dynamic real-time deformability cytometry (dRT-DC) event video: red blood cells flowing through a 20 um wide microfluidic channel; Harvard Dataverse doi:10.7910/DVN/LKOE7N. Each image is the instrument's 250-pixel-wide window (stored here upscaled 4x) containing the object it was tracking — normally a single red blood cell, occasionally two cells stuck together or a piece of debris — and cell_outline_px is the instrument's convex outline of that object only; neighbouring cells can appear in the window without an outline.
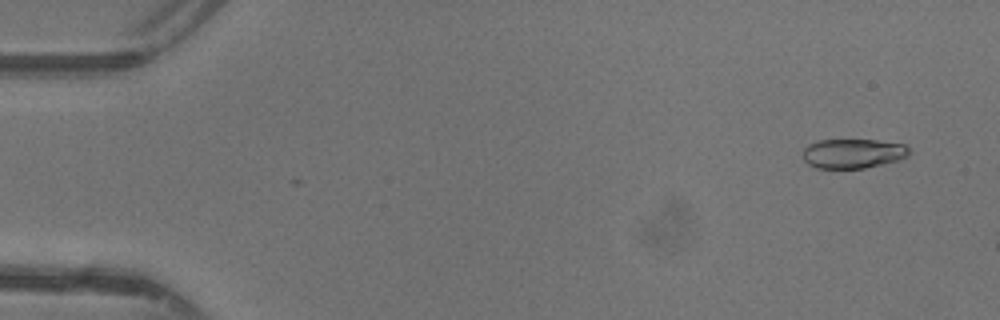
{"species": "common noctule bat (a hibernating species)", "species_latin": "Nyctalus noctula", "temperature_condition": "warm", "stored_images_in_passage": 9, "camera_frame_rate_fps": 3000, "um_per_image_px": 0.085, "animal": {"sex": "female"}, "frame": {"image": 1, "passage_image": 3, "time_ms": 0.667, "image_size_px": [1000, 320], "cell_outline_px": [[912, 152], [908, 156], [896, 160], [864, 168], [816, 168], [808, 164], [804, 160], [804, 148], [808, 144], [820, 140], [876, 140], [904, 144]], "centroid_in_image_um": [72.5, 13.04], "position_along_channel_um": 12.5, "area_um2": 18.15}}